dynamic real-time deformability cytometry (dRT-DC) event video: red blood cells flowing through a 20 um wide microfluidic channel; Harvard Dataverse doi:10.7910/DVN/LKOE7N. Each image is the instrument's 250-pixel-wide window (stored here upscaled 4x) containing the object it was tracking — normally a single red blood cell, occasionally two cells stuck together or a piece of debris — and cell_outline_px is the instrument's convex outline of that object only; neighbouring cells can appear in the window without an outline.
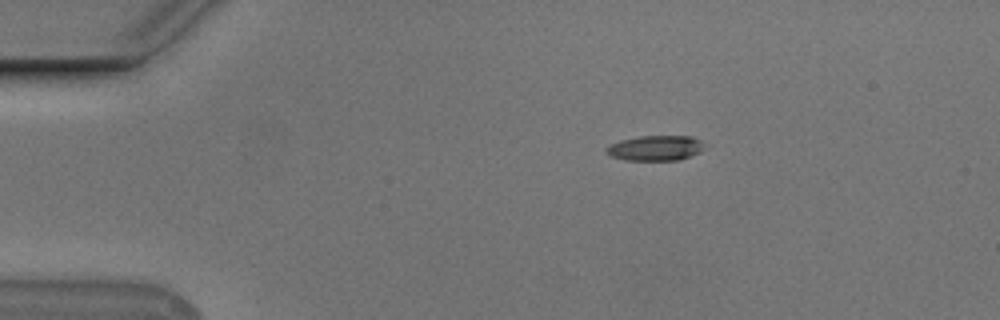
{"species": "Egyptian fruit bat (a non-hibernating species)", "species_latin": "Rousettus aegyptiacus", "temperature_condition": "cold", "stored_images_in_passage": 7, "camera_frame_rate_fps": 3000, "um_per_image_px": 0.085, "animal": {"sex": "male"}, "frame": {"image": 1, "passage_image": 1, "time_ms": 0.0, "image_size_px": [1000, 320], "cell_outline_px": [[704, 148], [700, 152], [680, 160], [624, 160], [612, 156], [604, 152], [604, 148], [620, 140], [640, 136], [692, 136], [700, 140]], "centroid_in_image_um": [55.7, 12.59], "position_along_channel_um": 29.3, "area_um2": 14.39}}